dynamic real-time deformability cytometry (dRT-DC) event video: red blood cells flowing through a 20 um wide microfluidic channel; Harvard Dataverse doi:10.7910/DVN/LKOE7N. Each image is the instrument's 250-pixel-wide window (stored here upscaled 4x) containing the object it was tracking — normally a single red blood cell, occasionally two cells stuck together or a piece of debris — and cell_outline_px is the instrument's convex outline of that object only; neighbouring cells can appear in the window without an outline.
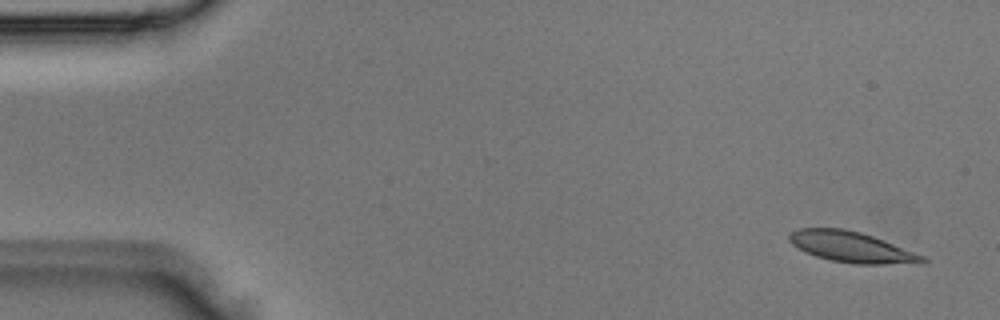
{"species": "Egyptian fruit bat (a non-hibernating species)", "species_latin": "Rousettus aegyptiacus", "temperature_condition": "room temperature", "stored_images_in_passage": 4, "camera_frame_rate_fps": 3000, "um_per_image_px": 0.085, "animal": {"sex": "male"}, "frame": {"image": 1, "passage_image": 1, "time_ms": 0.0, "image_size_px": [1000, 320], "cell_outline_px": [[928, 260], [884, 264], [852, 264], [832, 260], [816, 256], [792, 244], [788, 240], [788, 232], [796, 228], [844, 228], [860, 232], [884, 240], [924, 256]], "centroid_in_image_um": [72.27, 20.96], "position_along_channel_um": 12.7, "area_um2": 23.35}}
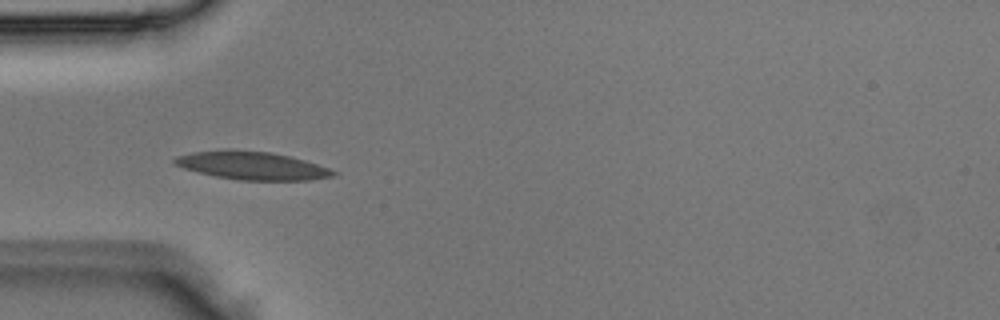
{"frame": {"image": 2, "passage_image": 3, "time_ms": 0.667, "image_size_px": [1000, 320], "cell_outline_px": [[340, 172], [336, 176], [312, 180], [236, 180], [216, 176], [184, 168], [176, 164], [172, 160], [176, 156], [192, 152], [228, 148], [272, 152], [304, 160]], "centroid_in_image_um": [21.44, 14.06], "position_along_channel_um": 63.6, "area_um2": 26.18}}